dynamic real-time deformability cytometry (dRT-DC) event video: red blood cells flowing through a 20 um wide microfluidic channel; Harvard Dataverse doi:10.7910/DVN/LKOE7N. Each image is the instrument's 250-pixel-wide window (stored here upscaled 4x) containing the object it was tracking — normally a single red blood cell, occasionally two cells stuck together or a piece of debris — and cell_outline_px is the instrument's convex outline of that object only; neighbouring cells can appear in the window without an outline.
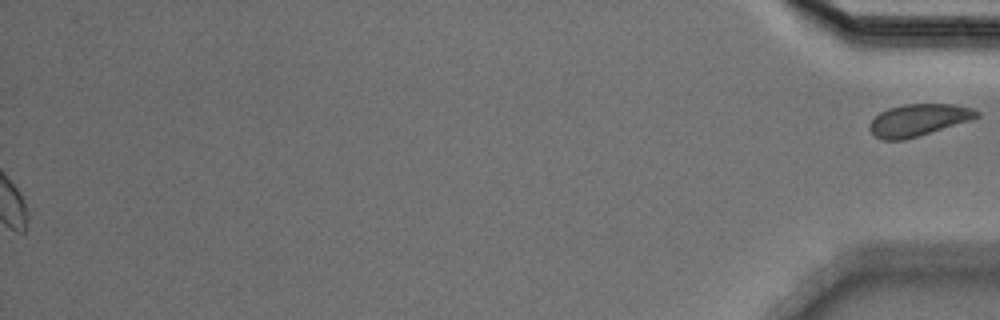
{"species": "Egyptian fruit bat (a non-hibernating species)", "species_latin": "Rousettus aegyptiacus", "temperature_condition": "cold", "stored_images_in_passage": 40, "segment_of_instrument_passage": [2, 2], "camera_frame_rate_fps": 3000, "um_per_image_px": 0.085, "animal": {"sex": "male"}, "frame": {"image": 1, "passage_image": 40, "time_ms": 13.0, "image_size_px": [1000, 320], "cell_outline_px": [[980, 116], [972, 120], [920, 136], [904, 140], [880, 140], [872, 136], [868, 128], [868, 124], [880, 112], [888, 108], [904, 104], [956, 104], [972, 108], [980, 112]], "centroid_in_image_um": [78.06, 10.22], "position_along_channel_um": 357.1, "area_um2": 20.4}}